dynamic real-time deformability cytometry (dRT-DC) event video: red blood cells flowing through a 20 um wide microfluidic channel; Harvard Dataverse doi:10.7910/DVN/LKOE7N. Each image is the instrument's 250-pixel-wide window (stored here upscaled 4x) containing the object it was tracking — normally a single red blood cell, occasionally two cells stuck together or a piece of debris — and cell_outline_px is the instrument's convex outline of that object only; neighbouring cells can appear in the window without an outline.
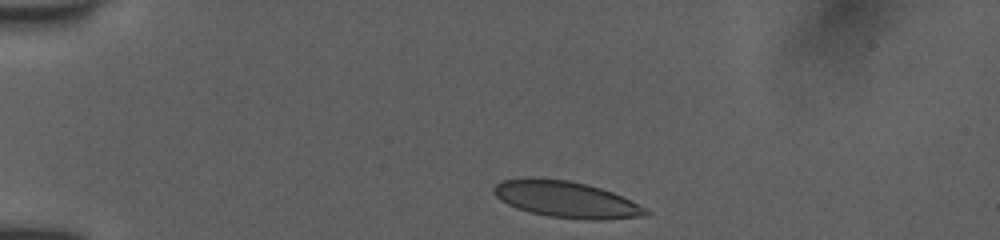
{"species": "human", "species_latin": "Homo sapiens", "temperature_condition": "room temperature", "stored_images_in_passage": 6, "camera_frame_rate_fps": 3000, "um_per_image_px": 0.085, "donor": {"sex": "female"}, "frame": {"image": 1, "passage_image": 1, "time_ms": 0.0, "image_size_px": [1000, 240], "cell_outline_px": [[652, 212], [648, 216], [608, 220], [588, 220], [548, 216], [528, 212], [516, 208], [500, 200], [496, 196], [492, 188], [496, 184], [504, 180], [528, 176], [536, 176], [568, 180], [600, 188], [612, 192], [632, 200], [648, 208]], "centroid_in_image_um": [48.16, 16.95], "position_along_channel_um": 36.8, "area_um2": 32.89}}
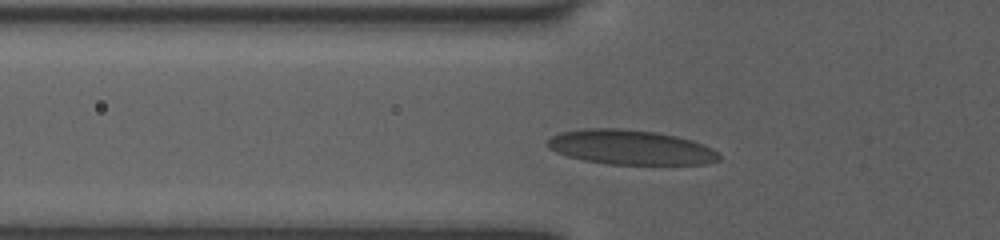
{"frame": {"image": 2, "passage_image": 5, "time_ms": 2.333, "image_size_px": [1000, 240], "cell_outline_px": [[720, 160], [704, 164], [608, 164], [584, 160], [568, 156], [556, 152], [548, 148], [544, 144], [552, 136], [560, 132], [584, 128], [620, 128], [656, 132], [676, 136], [692, 140], [712, 148], [720, 156]], "centroid_in_image_um": [53.56, 12.51], "position_along_channel_um": 72.2, "area_um2": 34.68}}